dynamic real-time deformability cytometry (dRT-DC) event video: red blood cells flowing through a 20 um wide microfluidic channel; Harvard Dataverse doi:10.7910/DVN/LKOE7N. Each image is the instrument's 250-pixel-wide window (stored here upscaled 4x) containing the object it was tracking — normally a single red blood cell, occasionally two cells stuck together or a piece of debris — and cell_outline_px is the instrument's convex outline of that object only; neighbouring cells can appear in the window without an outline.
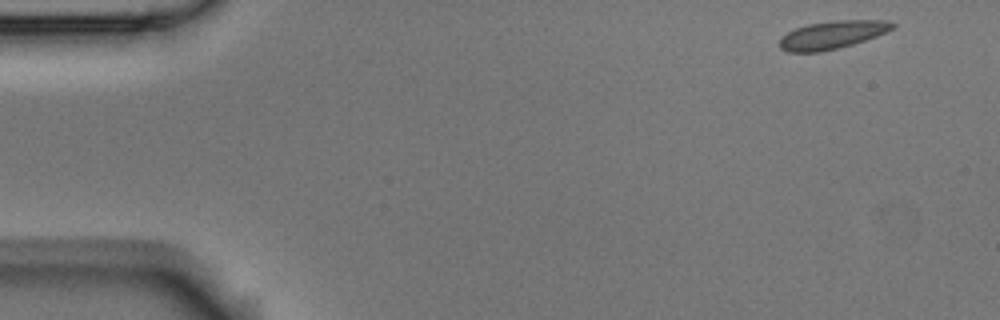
{"species": "Egyptian fruit bat (a non-hibernating species)", "species_latin": "Rousettus aegyptiacus", "temperature_condition": "room temperature", "stored_images_in_passage": 54, "camera_frame_rate_fps": 3000, "um_per_image_px": 0.085, "animal": {"sex": "male"}, "frame": {"image": 1, "passage_image": 1, "time_ms": 0.0, "image_size_px": [1000, 320], "cell_outline_px": [[896, 24], [892, 28], [876, 36], [852, 44], [820, 52], [788, 52], [780, 48], [780, 40], [788, 32], [796, 28], [808, 24], [836, 20], [888, 20]], "centroid_in_image_um": [70.74, 2.96], "position_along_channel_um": 14.3, "area_um2": 18.09}}
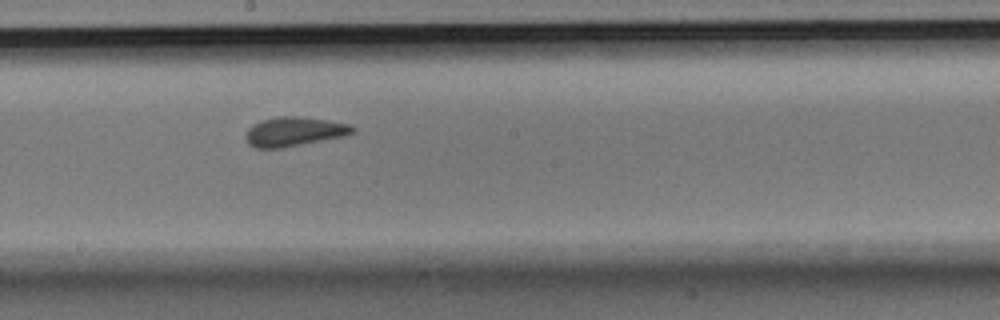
{"frame": {"image": 2, "passage_image": 28, "time_ms": 9.0, "image_size_px": [1000, 320], "cell_outline_px": [[356, 132], [344, 136], [280, 148], [256, 148], [248, 144], [244, 136], [248, 128], [252, 124], [260, 120], [280, 116], [300, 116], [328, 120], [352, 124], [356, 128]], "centroid_in_image_um": [25.01, 11.17], "position_along_channel_um": 223.2, "area_um2": 18.44}}
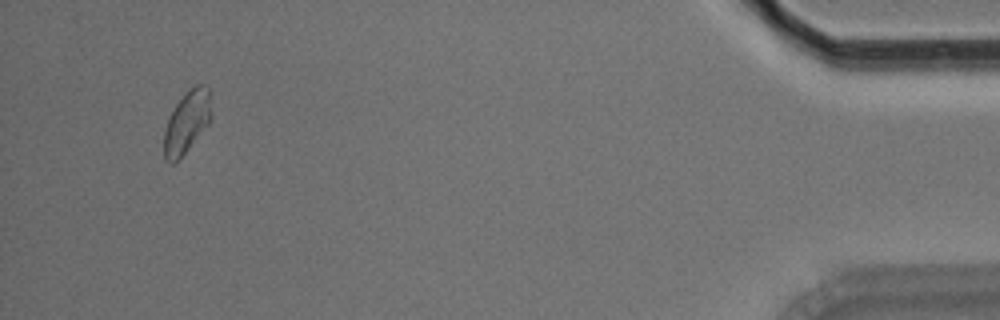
{"frame": {"image": 3, "passage_image": 51, "time_ms": 16.667, "image_size_px": [1000, 320], "cell_outline_px": [[212, 116], [208, 124], [184, 152], [172, 164], [168, 164], [164, 160], [164, 132], [168, 116], [176, 104], [188, 88], [196, 84], [204, 84], [208, 88]], "centroid_in_image_um": [15.86, 10.34], "position_along_channel_um": 419.3, "area_um2": 16.99}}